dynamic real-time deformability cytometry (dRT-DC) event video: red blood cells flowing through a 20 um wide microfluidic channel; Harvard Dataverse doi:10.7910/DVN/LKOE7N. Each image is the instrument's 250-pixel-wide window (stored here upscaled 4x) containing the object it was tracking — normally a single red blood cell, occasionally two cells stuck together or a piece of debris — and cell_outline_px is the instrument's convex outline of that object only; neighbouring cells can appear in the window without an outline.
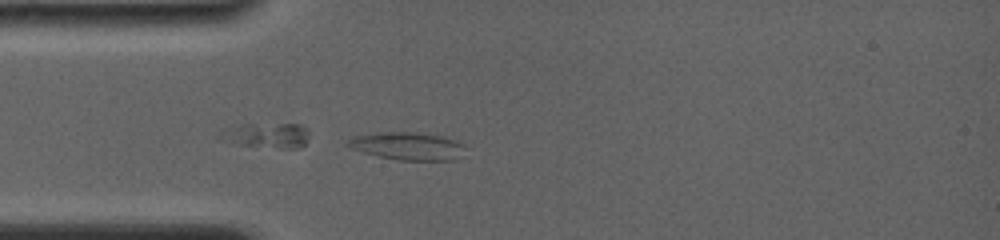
{"species": "common noctule bat (a hibernating species)", "species_latin": "Nyctalus noctula", "temperature_condition": "room temperature", "stored_images_in_passage": 34, "camera_frame_rate_fps": 4000, "um_per_image_px": 0.085, "animal": {"sex": "female", "body_mass_g": 19.0, "forearm_length_mm": 56.7}, "frame": {"image": 1, "passage_image": 1, "time_ms": 0.0, "image_size_px": [1000, 240], "cell_outline_px": [[464, 144], [452, 160], [396, 160], [364, 152], [352, 148], [344, 144], [352, 136], [376, 132], [416, 132], [444, 136], [456, 140]], "centroid_in_image_um": [34.55, 12.39], "position_along_channel_um": 50.4, "area_um2": 18.67}}
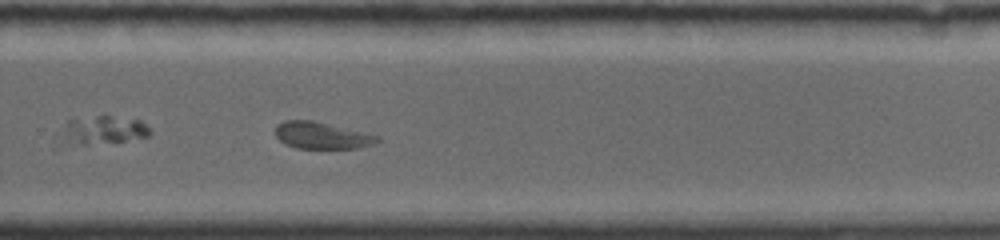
{"frame": {"image": 2, "passage_image": 21, "time_ms": 6.75, "image_size_px": [1000, 240], "cell_outline_px": [[380, 140], [372, 144], [356, 148], [296, 148], [284, 144], [276, 136], [276, 124], [284, 120], [312, 120], [364, 132], [380, 136]], "centroid_in_image_um": [27.32, 11.51], "position_along_channel_um": 302.5, "area_um2": 15.84}}
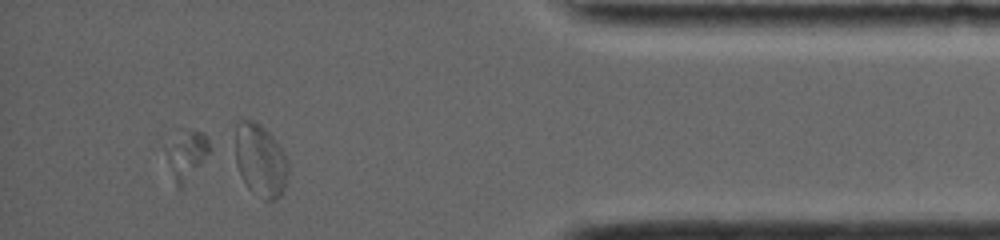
{"frame": {"image": 3, "passage_image": 31, "time_ms": 10.25, "image_size_px": [1000, 240], "cell_outline_px": [[208, 152], [200, 164], [180, 192], [176, 188], [164, 148], [188, 132], [200, 132], [208, 136]], "centroid_in_image_um": [15.84, 13.3], "position_along_channel_um": 419.4, "area_um2": 11.44}, "authors_computed_cell_mechanics": {"area_um2": 16.0684, "velocity_mm_per_s": 3.826, "shape_relaxation_time_tau1_ms": null, "shape_relaxation_time_tau2_ms": 2.1059, "deformation_change_tau1": null, "deformation_change_tau2": 0.0697}}